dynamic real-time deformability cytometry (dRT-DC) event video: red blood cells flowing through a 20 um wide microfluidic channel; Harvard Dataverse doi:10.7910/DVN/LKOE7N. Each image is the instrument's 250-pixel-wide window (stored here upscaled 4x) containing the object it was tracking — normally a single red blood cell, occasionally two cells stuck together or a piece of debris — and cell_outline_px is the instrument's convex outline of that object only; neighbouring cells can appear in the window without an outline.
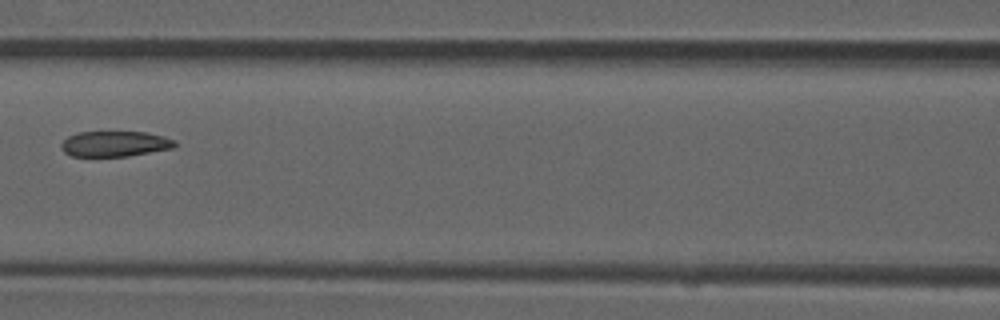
{"species": "common noctule bat (a hibernating species)", "species_latin": "Nyctalus noctula", "temperature_condition": "room temperature", "stored_images_in_passage": 9, "camera_frame_rate_fps": 3000, "um_per_image_px": 0.085, "animal": {"sex": "male", "forearm_length_mm": 52.5}, "frame": {"image": 1, "passage_image": 7, "time_ms": 2.0, "image_size_px": [1000, 320], "cell_outline_px": [[176, 144], [172, 148], [128, 156], [72, 156], [64, 152], [60, 148], [60, 144], [68, 136], [76, 132], [144, 132], [164, 136], [176, 140]], "centroid_in_image_um": [9.74, 12.22], "position_along_channel_um": 156.9, "area_um2": 16.88}}
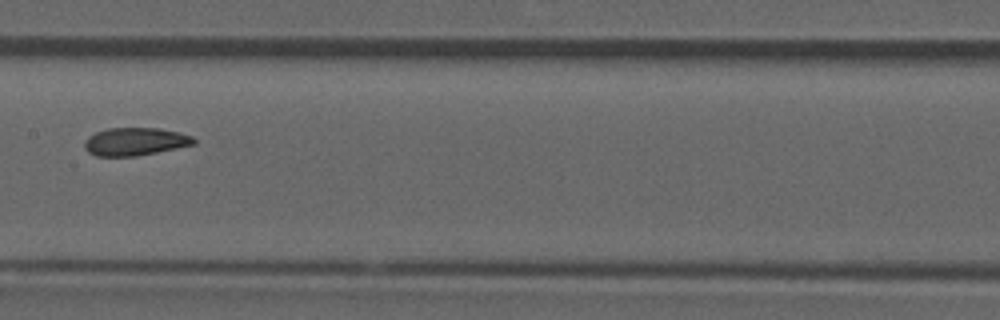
{"frame": {"image": 2, "passage_image": 8, "time_ms": 2.333, "image_size_px": [1000, 320], "cell_outline_px": [[196, 144], [136, 156], [96, 156], [88, 152], [84, 148], [84, 140], [88, 136], [96, 132], [108, 128], [160, 128], [180, 132], [192, 136], [196, 140]], "centroid_in_image_um": [11.48, 12.03], "position_along_channel_um": 195.9, "area_um2": 17.86}}
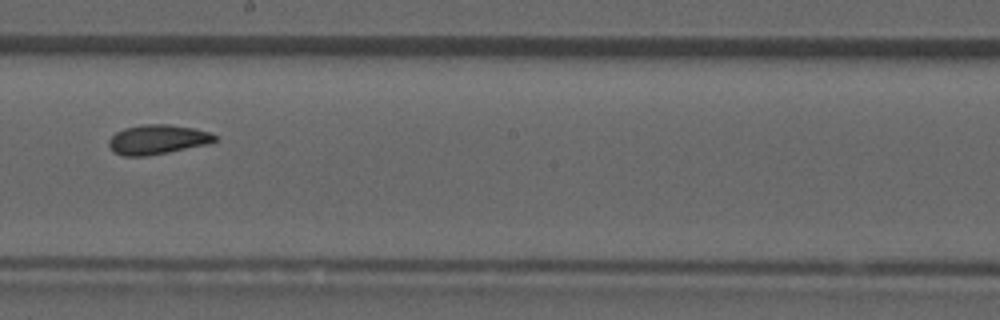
{"frame": {"image": 3, "passage_image": 9, "time_ms": 2.667, "image_size_px": [1000, 320], "cell_outline_px": [[216, 140], [208, 144], [168, 152], [144, 156], [124, 156], [112, 152], [108, 144], [108, 140], [116, 132], [124, 128], [140, 124], [168, 124], [192, 128], [212, 132], [216, 136]], "centroid_in_image_um": [13.36, 11.85], "position_along_channel_um": 234.8, "area_um2": 18.32}}